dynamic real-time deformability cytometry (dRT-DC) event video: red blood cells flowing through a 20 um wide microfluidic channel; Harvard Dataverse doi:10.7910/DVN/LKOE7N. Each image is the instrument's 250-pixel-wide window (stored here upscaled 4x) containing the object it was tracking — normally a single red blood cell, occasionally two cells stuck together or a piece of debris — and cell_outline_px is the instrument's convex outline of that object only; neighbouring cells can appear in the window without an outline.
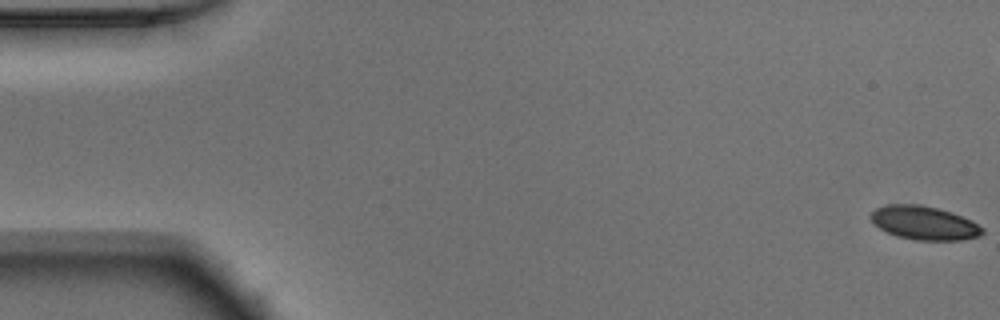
{"species": "Egyptian fruit bat (a non-hibernating species)", "species_latin": "Rousettus aegyptiacus", "temperature_condition": "warm", "stored_images_in_passage": 53, "camera_frame_rate_fps": 3000, "um_per_image_px": 0.085, "animal": {"sex": "male"}, "frame": {"image": 1, "passage_image": 1, "time_ms": 0.0, "image_size_px": [1000, 320], "cell_outline_px": [[984, 232], [980, 236], [960, 240], [916, 240], [896, 236], [872, 224], [868, 216], [876, 208], [888, 204], [920, 204], [952, 212], [972, 220], [984, 228]], "centroid_in_image_um": [78.54, 18.94], "position_along_channel_um": 6.5, "area_um2": 22.08}}
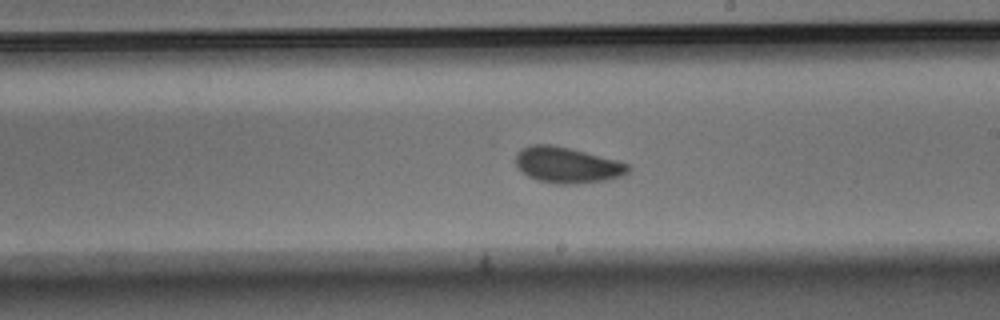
{"frame": {"image": 2, "passage_image": 30, "time_ms": 9.667, "image_size_px": [1000, 320], "cell_outline_px": [[632, 168], [624, 176], [604, 180], [576, 184], [556, 184], [536, 180], [528, 176], [516, 164], [516, 152], [520, 148], [532, 144], [552, 144], [620, 160], [628, 164]], "centroid_in_image_um": [48.24, 14.02], "position_along_channel_um": 240.8, "area_um2": 23.76}}
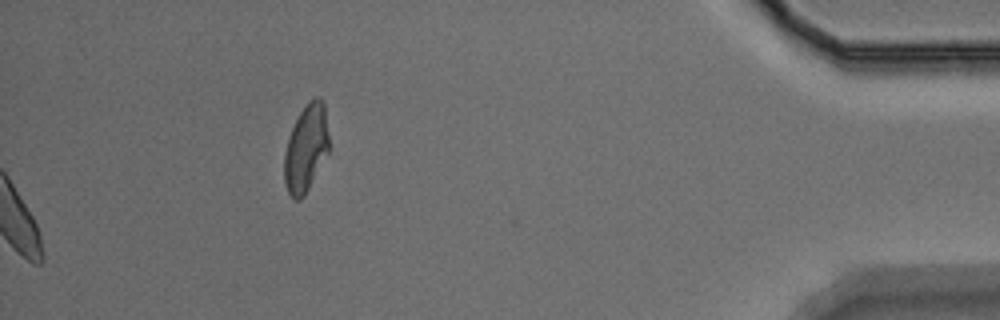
{"frame": {"image": 3, "passage_image": 53, "time_ms": 17.333, "image_size_px": [1000, 320], "cell_outline_px": [[328, 152], [304, 196], [300, 200], [296, 200], [288, 192], [284, 184], [284, 152], [288, 136], [300, 112], [308, 100], [316, 96], [320, 96], [324, 100], [328, 136]], "centroid_in_image_um": [26.0, 12.57], "position_along_channel_um": 409.2, "area_um2": 22.72}, "authors_computed_cell_mechanics": {"area_um2": 22.542, "velocity_mm_per_s": 3.9015, "shape_relaxation_time_tau1_ms": 3.0283, "shape_relaxation_time_tau2_ms": 1.82, "deformation_change_tau1": 0.0727, "deformation_change_tau2": 0.0528}}